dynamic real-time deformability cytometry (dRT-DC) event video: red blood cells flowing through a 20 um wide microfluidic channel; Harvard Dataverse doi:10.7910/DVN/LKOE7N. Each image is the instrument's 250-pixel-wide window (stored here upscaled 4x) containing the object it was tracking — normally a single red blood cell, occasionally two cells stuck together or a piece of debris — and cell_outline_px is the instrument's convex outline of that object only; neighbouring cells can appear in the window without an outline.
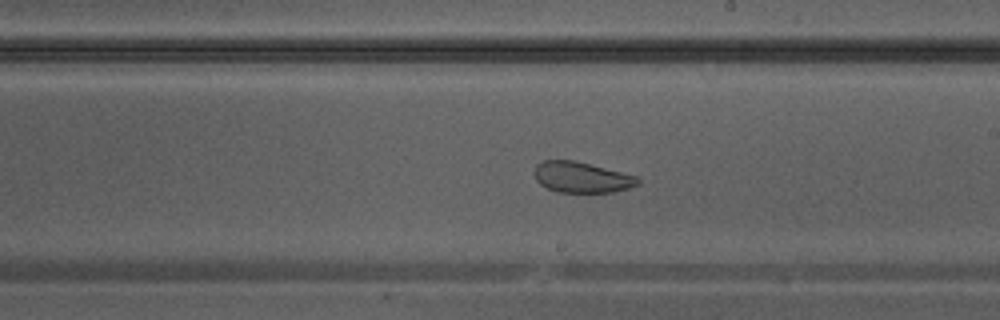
{"species": "Egyptian fruit bat (a non-hibernating species)", "species_latin": "Rousettus aegyptiacus", "temperature_condition": "warm", "stored_images_in_passage": 31, "camera_frame_rate_fps": 3000, "um_per_image_px": 0.085, "animal": {"sex": "male"}, "frame": {"image": 1, "passage_image": 14, "time_ms": 4.333, "image_size_px": [1000, 320], "cell_outline_px": [[640, 184], [628, 188], [612, 192], [556, 192], [540, 184], [536, 180], [536, 164], [544, 160], [576, 160], [636, 176], [640, 180]], "centroid_in_image_um": [49.45, 15.07], "position_along_channel_um": 239.6, "area_um2": 18.44}}
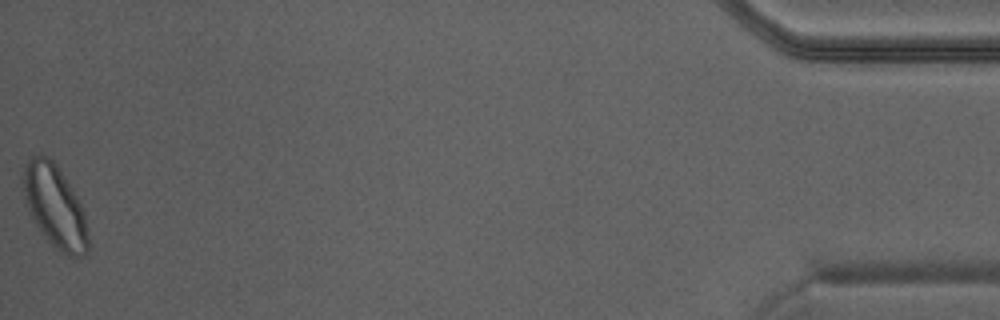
{"frame": {"image": 2, "passage_image": 31, "time_ms": 10.0, "image_size_px": [1000, 320], "cell_outline_px": [[88, 252], [84, 256], [68, 256], [56, 248], [48, 240], [36, 224], [28, 212], [24, 200], [20, 180], [20, 176], [24, 164], [32, 156], [40, 152], [48, 156], [56, 164], [76, 196], [84, 212], [88, 236]], "centroid_in_image_um": [4.61, 17.49], "position_along_channel_um": 430.6, "area_um2": 31.56}}